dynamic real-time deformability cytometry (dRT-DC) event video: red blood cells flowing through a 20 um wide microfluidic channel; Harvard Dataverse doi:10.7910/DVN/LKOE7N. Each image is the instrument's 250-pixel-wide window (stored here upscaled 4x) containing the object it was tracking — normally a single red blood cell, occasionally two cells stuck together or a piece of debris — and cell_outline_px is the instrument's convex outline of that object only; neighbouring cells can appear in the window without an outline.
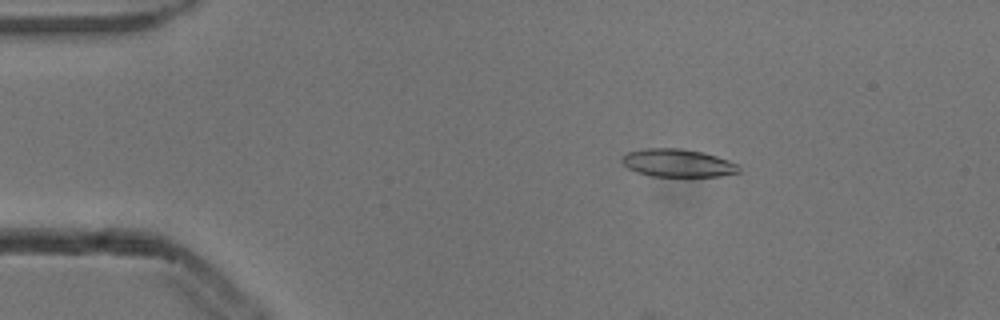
{"species": "common noctule bat (a hibernating species)", "species_latin": "Nyctalus noctula", "temperature_condition": "cold", "stored_images_in_passage": 2, "camera_frame_rate_fps": 3000, "um_per_image_px": 0.085, "animal": {"sex": "male", "body_mass_g": 13.3}, "frame": {"image": 1, "passage_image": 1, "time_ms": 0.0, "image_size_px": [1000, 320], "cell_outline_px": [[740, 172], [720, 176], [652, 176], [636, 172], [628, 168], [620, 160], [628, 152], [644, 148], [680, 148], [704, 152], [728, 160], [736, 164], [740, 168]], "centroid_in_image_um": [57.6, 13.85], "position_along_channel_um": 27.4, "area_um2": 18.96}}